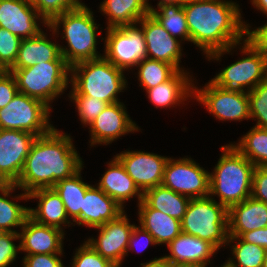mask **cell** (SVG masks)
<instances>
[{
	"mask_svg": "<svg viewBox=\"0 0 267 267\" xmlns=\"http://www.w3.org/2000/svg\"><path fill=\"white\" fill-rule=\"evenodd\" d=\"M125 210L96 185H91L82 197L80 225L88 228L103 226L115 220Z\"/></svg>",
	"mask_w": 267,
	"mask_h": 267,
	"instance_id": "obj_20",
	"label": "cell"
},
{
	"mask_svg": "<svg viewBox=\"0 0 267 267\" xmlns=\"http://www.w3.org/2000/svg\"><path fill=\"white\" fill-rule=\"evenodd\" d=\"M170 255H165V260L170 263L192 264L207 267L210 258L218 249L210 242L193 235L181 232L168 245Z\"/></svg>",
	"mask_w": 267,
	"mask_h": 267,
	"instance_id": "obj_21",
	"label": "cell"
},
{
	"mask_svg": "<svg viewBox=\"0 0 267 267\" xmlns=\"http://www.w3.org/2000/svg\"><path fill=\"white\" fill-rule=\"evenodd\" d=\"M29 199L39 200L35 208H29V217L36 223L57 227L61 230L70 227L64 203L53 188H41L30 192Z\"/></svg>",
	"mask_w": 267,
	"mask_h": 267,
	"instance_id": "obj_22",
	"label": "cell"
},
{
	"mask_svg": "<svg viewBox=\"0 0 267 267\" xmlns=\"http://www.w3.org/2000/svg\"><path fill=\"white\" fill-rule=\"evenodd\" d=\"M209 173L191 157H169L162 185L190 199L209 196Z\"/></svg>",
	"mask_w": 267,
	"mask_h": 267,
	"instance_id": "obj_11",
	"label": "cell"
},
{
	"mask_svg": "<svg viewBox=\"0 0 267 267\" xmlns=\"http://www.w3.org/2000/svg\"><path fill=\"white\" fill-rule=\"evenodd\" d=\"M58 267H65V266L63 265V262H62Z\"/></svg>",
	"mask_w": 267,
	"mask_h": 267,
	"instance_id": "obj_56",
	"label": "cell"
},
{
	"mask_svg": "<svg viewBox=\"0 0 267 267\" xmlns=\"http://www.w3.org/2000/svg\"><path fill=\"white\" fill-rule=\"evenodd\" d=\"M20 240L19 233L6 232L0 237V267H9L20 252V245L13 241Z\"/></svg>",
	"mask_w": 267,
	"mask_h": 267,
	"instance_id": "obj_41",
	"label": "cell"
},
{
	"mask_svg": "<svg viewBox=\"0 0 267 267\" xmlns=\"http://www.w3.org/2000/svg\"><path fill=\"white\" fill-rule=\"evenodd\" d=\"M104 1V2H103ZM100 11L108 16L107 27H120L137 24L150 12L145 0H103Z\"/></svg>",
	"mask_w": 267,
	"mask_h": 267,
	"instance_id": "obj_28",
	"label": "cell"
},
{
	"mask_svg": "<svg viewBox=\"0 0 267 267\" xmlns=\"http://www.w3.org/2000/svg\"><path fill=\"white\" fill-rule=\"evenodd\" d=\"M124 166L127 174L134 181L139 190H146L162 185L164 168L168 156L144 151H122L115 156Z\"/></svg>",
	"mask_w": 267,
	"mask_h": 267,
	"instance_id": "obj_14",
	"label": "cell"
},
{
	"mask_svg": "<svg viewBox=\"0 0 267 267\" xmlns=\"http://www.w3.org/2000/svg\"><path fill=\"white\" fill-rule=\"evenodd\" d=\"M63 254H33L23 256V267H58Z\"/></svg>",
	"mask_w": 267,
	"mask_h": 267,
	"instance_id": "obj_44",
	"label": "cell"
},
{
	"mask_svg": "<svg viewBox=\"0 0 267 267\" xmlns=\"http://www.w3.org/2000/svg\"><path fill=\"white\" fill-rule=\"evenodd\" d=\"M12 184L1 172H0V188L6 187Z\"/></svg>",
	"mask_w": 267,
	"mask_h": 267,
	"instance_id": "obj_51",
	"label": "cell"
},
{
	"mask_svg": "<svg viewBox=\"0 0 267 267\" xmlns=\"http://www.w3.org/2000/svg\"><path fill=\"white\" fill-rule=\"evenodd\" d=\"M150 14L163 26L174 38L182 41H190L186 14L183 5L169 4L154 8Z\"/></svg>",
	"mask_w": 267,
	"mask_h": 267,
	"instance_id": "obj_32",
	"label": "cell"
},
{
	"mask_svg": "<svg viewBox=\"0 0 267 267\" xmlns=\"http://www.w3.org/2000/svg\"><path fill=\"white\" fill-rule=\"evenodd\" d=\"M149 0H145L146 6L149 10V12H151L154 7L151 6L148 2ZM187 0H160L157 3V8L162 6V5H169V4H179V5H183Z\"/></svg>",
	"mask_w": 267,
	"mask_h": 267,
	"instance_id": "obj_49",
	"label": "cell"
},
{
	"mask_svg": "<svg viewBox=\"0 0 267 267\" xmlns=\"http://www.w3.org/2000/svg\"><path fill=\"white\" fill-rule=\"evenodd\" d=\"M70 83L69 94L90 96L108 104L119 102L118 94L127 88L124 71L104 57L73 65Z\"/></svg>",
	"mask_w": 267,
	"mask_h": 267,
	"instance_id": "obj_5",
	"label": "cell"
},
{
	"mask_svg": "<svg viewBox=\"0 0 267 267\" xmlns=\"http://www.w3.org/2000/svg\"><path fill=\"white\" fill-rule=\"evenodd\" d=\"M222 155L209 173V196H218L227 209L251 197L255 165L233 145L221 146Z\"/></svg>",
	"mask_w": 267,
	"mask_h": 267,
	"instance_id": "obj_4",
	"label": "cell"
},
{
	"mask_svg": "<svg viewBox=\"0 0 267 267\" xmlns=\"http://www.w3.org/2000/svg\"><path fill=\"white\" fill-rule=\"evenodd\" d=\"M252 5L267 16V0H251Z\"/></svg>",
	"mask_w": 267,
	"mask_h": 267,
	"instance_id": "obj_50",
	"label": "cell"
},
{
	"mask_svg": "<svg viewBox=\"0 0 267 267\" xmlns=\"http://www.w3.org/2000/svg\"><path fill=\"white\" fill-rule=\"evenodd\" d=\"M242 43L239 49H242L241 53L247 57L244 56L224 67L211 79L214 84L226 91L248 93L267 79V50L251 36L246 37Z\"/></svg>",
	"mask_w": 267,
	"mask_h": 267,
	"instance_id": "obj_8",
	"label": "cell"
},
{
	"mask_svg": "<svg viewBox=\"0 0 267 267\" xmlns=\"http://www.w3.org/2000/svg\"><path fill=\"white\" fill-rule=\"evenodd\" d=\"M185 70H178L169 80L151 89H145L150 102L156 108L171 106L174 108L184 104L186 99L193 97V78Z\"/></svg>",
	"mask_w": 267,
	"mask_h": 267,
	"instance_id": "obj_25",
	"label": "cell"
},
{
	"mask_svg": "<svg viewBox=\"0 0 267 267\" xmlns=\"http://www.w3.org/2000/svg\"><path fill=\"white\" fill-rule=\"evenodd\" d=\"M138 80L143 89H151L169 80L178 70L171 64L146 58L137 66Z\"/></svg>",
	"mask_w": 267,
	"mask_h": 267,
	"instance_id": "obj_35",
	"label": "cell"
},
{
	"mask_svg": "<svg viewBox=\"0 0 267 267\" xmlns=\"http://www.w3.org/2000/svg\"><path fill=\"white\" fill-rule=\"evenodd\" d=\"M37 136L27 131L0 129V172L14 184Z\"/></svg>",
	"mask_w": 267,
	"mask_h": 267,
	"instance_id": "obj_16",
	"label": "cell"
},
{
	"mask_svg": "<svg viewBox=\"0 0 267 267\" xmlns=\"http://www.w3.org/2000/svg\"><path fill=\"white\" fill-rule=\"evenodd\" d=\"M250 119L256 127L267 129V79L248 92Z\"/></svg>",
	"mask_w": 267,
	"mask_h": 267,
	"instance_id": "obj_36",
	"label": "cell"
},
{
	"mask_svg": "<svg viewBox=\"0 0 267 267\" xmlns=\"http://www.w3.org/2000/svg\"><path fill=\"white\" fill-rule=\"evenodd\" d=\"M4 72V70L0 69V75Z\"/></svg>",
	"mask_w": 267,
	"mask_h": 267,
	"instance_id": "obj_57",
	"label": "cell"
},
{
	"mask_svg": "<svg viewBox=\"0 0 267 267\" xmlns=\"http://www.w3.org/2000/svg\"><path fill=\"white\" fill-rule=\"evenodd\" d=\"M261 47L267 50V22L266 24L251 30L250 35Z\"/></svg>",
	"mask_w": 267,
	"mask_h": 267,
	"instance_id": "obj_47",
	"label": "cell"
},
{
	"mask_svg": "<svg viewBox=\"0 0 267 267\" xmlns=\"http://www.w3.org/2000/svg\"><path fill=\"white\" fill-rule=\"evenodd\" d=\"M239 143H231L255 166H267V129L253 126Z\"/></svg>",
	"mask_w": 267,
	"mask_h": 267,
	"instance_id": "obj_33",
	"label": "cell"
},
{
	"mask_svg": "<svg viewBox=\"0 0 267 267\" xmlns=\"http://www.w3.org/2000/svg\"><path fill=\"white\" fill-rule=\"evenodd\" d=\"M239 7L232 0H187L183 4L190 42L208 61H221L224 53L229 54L251 35V26L243 21Z\"/></svg>",
	"mask_w": 267,
	"mask_h": 267,
	"instance_id": "obj_1",
	"label": "cell"
},
{
	"mask_svg": "<svg viewBox=\"0 0 267 267\" xmlns=\"http://www.w3.org/2000/svg\"><path fill=\"white\" fill-rule=\"evenodd\" d=\"M263 267H267V251H266V254H265L264 266Z\"/></svg>",
	"mask_w": 267,
	"mask_h": 267,
	"instance_id": "obj_54",
	"label": "cell"
},
{
	"mask_svg": "<svg viewBox=\"0 0 267 267\" xmlns=\"http://www.w3.org/2000/svg\"><path fill=\"white\" fill-rule=\"evenodd\" d=\"M107 165V171L102 175L97 187L124 209L125 201L137 196L138 204L143 200V193L127 174L124 166L114 156Z\"/></svg>",
	"mask_w": 267,
	"mask_h": 267,
	"instance_id": "obj_24",
	"label": "cell"
},
{
	"mask_svg": "<svg viewBox=\"0 0 267 267\" xmlns=\"http://www.w3.org/2000/svg\"><path fill=\"white\" fill-rule=\"evenodd\" d=\"M93 11L85 4L77 9L66 11L56 16L47 26L53 36L62 29L67 46L60 45L61 55L67 64L72 67L80 62L95 60L103 57L97 51V31L100 24L95 23ZM62 26V27H61Z\"/></svg>",
	"mask_w": 267,
	"mask_h": 267,
	"instance_id": "obj_3",
	"label": "cell"
},
{
	"mask_svg": "<svg viewBox=\"0 0 267 267\" xmlns=\"http://www.w3.org/2000/svg\"><path fill=\"white\" fill-rule=\"evenodd\" d=\"M140 225L155 239L157 245H168L181 231V221L151 208L144 200L138 204Z\"/></svg>",
	"mask_w": 267,
	"mask_h": 267,
	"instance_id": "obj_26",
	"label": "cell"
},
{
	"mask_svg": "<svg viewBox=\"0 0 267 267\" xmlns=\"http://www.w3.org/2000/svg\"><path fill=\"white\" fill-rule=\"evenodd\" d=\"M239 238L242 241L258 245L267 251V227L244 232Z\"/></svg>",
	"mask_w": 267,
	"mask_h": 267,
	"instance_id": "obj_46",
	"label": "cell"
},
{
	"mask_svg": "<svg viewBox=\"0 0 267 267\" xmlns=\"http://www.w3.org/2000/svg\"><path fill=\"white\" fill-rule=\"evenodd\" d=\"M69 98L75 103L80 121L83 125L90 126L96 117L108 106L107 102L90 96L69 94Z\"/></svg>",
	"mask_w": 267,
	"mask_h": 267,
	"instance_id": "obj_38",
	"label": "cell"
},
{
	"mask_svg": "<svg viewBox=\"0 0 267 267\" xmlns=\"http://www.w3.org/2000/svg\"><path fill=\"white\" fill-rule=\"evenodd\" d=\"M124 211L115 220L97 227L98 238H88L86 241L103 258L109 260L116 267H120L127 256L128 241L133 227Z\"/></svg>",
	"mask_w": 267,
	"mask_h": 267,
	"instance_id": "obj_13",
	"label": "cell"
},
{
	"mask_svg": "<svg viewBox=\"0 0 267 267\" xmlns=\"http://www.w3.org/2000/svg\"><path fill=\"white\" fill-rule=\"evenodd\" d=\"M61 55L60 45L50 41L43 30L35 37L22 39L12 68H29L54 61Z\"/></svg>",
	"mask_w": 267,
	"mask_h": 267,
	"instance_id": "obj_27",
	"label": "cell"
},
{
	"mask_svg": "<svg viewBox=\"0 0 267 267\" xmlns=\"http://www.w3.org/2000/svg\"><path fill=\"white\" fill-rule=\"evenodd\" d=\"M168 267H199L192 264H183V263H170L168 262Z\"/></svg>",
	"mask_w": 267,
	"mask_h": 267,
	"instance_id": "obj_52",
	"label": "cell"
},
{
	"mask_svg": "<svg viewBox=\"0 0 267 267\" xmlns=\"http://www.w3.org/2000/svg\"><path fill=\"white\" fill-rule=\"evenodd\" d=\"M193 98L221 121L250 119L248 93L226 91L210 80L199 89L193 84Z\"/></svg>",
	"mask_w": 267,
	"mask_h": 267,
	"instance_id": "obj_12",
	"label": "cell"
},
{
	"mask_svg": "<svg viewBox=\"0 0 267 267\" xmlns=\"http://www.w3.org/2000/svg\"><path fill=\"white\" fill-rule=\"evenodd\" d=\"M221 267H234L232 264H230L227 260L226 263H224L223 265H221Z\"/></svg>",
	"mask_w": 267,
	"mask_h": 267,
	"instance_id": "obj_53",
	"label": "cell"
},
{
	"mask_svg": "<svg viewBox=\"0 0 267 267\" xmlns=\"http://www.w3.org/2000/svg\"><path fill=\"white\" fill-rule=\"evenodd\" d=\"M137 24L145 36L147 58L169 63L177 70H184L180 67L181 40L172 37L150 13Z\"/></svg>",
	"mask_w": 267,
	"mask_h": 267,
	"instance_id": "obj_17",
	"label": "cell"
},
{
	"mask_svg": "<svg viewBox=\"0 0 267 267\" xmlns=\"http://www.w3.org/2000/svg\"><path fill=\"white\" fill-rule=\"evenodd\" d=\"M50 110L42 101L18 92L6 107L0 108V129L44 135L54 127L49 122Z\"/></svg>",
	"mask_w": 267,
	"mask_h": 267,
	"instance_id": "obj_9",
	"label": "cell"
},
{
	"mask_svg": "<svg viewBox=\"0 0 267 267\" xmlns=\"http://www.w3.org/2000/svg\"><path fill=\"white\" fill-rule=\"evenodd\" d=\"M31 2L47 24L56 16L77 9L84 4L80 0H31Z\"/></svg>",
	"mask_w": 267,
	"mask_h": 267,
	"instance_id": "obj_37",
	"label": "cell"
},
{
	"mask_svg": "<svg viewBox=\"0 0 267 267\" xmlns=\"http://www.w3.org/2000/svg\"><path fill=\"white\" fill-rule=\"evenodd\" d=\"M143 240L145 241L144 245H142ZM140 241H142V244H140L141 243ZM150 244L155 246L157 244L153 236L147 230H145L141 225L139 226L134 225L133 231L128 241L127 254L128 252L134 250L136 252H143V250H145ZM137 245H139V247L141 245L142 248H139V250H137L138 249L136 247Z\"/></svg>",
	"mask_w": 267,
	"mask_h": 267,
	"instance_id": "obj_45",
	"label": "cell"
},
{
	"mask_svg": "<svg viewBox=\"0 0 267 267\" xmlns=\"http://www.w3.org/2000/svg\"><path fill=\"white\" fill-rule=\"evenodd\" d=\"M16 189L18 187L15 184L0 188V228L11 233H19L18 230H14V227L21 229L25 220L29 217V207H24L17 202H13L16 199L26 200L27 202L29 200L28 193L23 192L17 194L18 196H12V200L9 198L13 190L15 192Z\"/></svg>",
	"mask_w": 267,
	"mask_h": 267,
	"instance_id": "obj_29",
	"label": "cell"
},
{
	"mask_svg": "<svg viewBox=\"0 0 267 267\" xmlns=\"http://www.w3.org/2000/svg\"><path fill=\"white\" fill-rule=\"evenodd\" d=\"M76 250L70 267H116L96 252L86 241Z\"/></svg>",
	"mask_w": 267,
	"mask_h": 267,
	"instance_id": "obj_40",
	"label": "cell"
},
{
	"mask_svg": "<svg viewBox=\"0 0 267 267\" xmlns=\"http://www.w3.org/2000/svg\"><path fill=\"white\" fill-rule=\"evenodd\" d=\"M72 141L69 134L55 127L38 136L14 184L29 194L37 189L52 188L59 180L73 176L84 164Z\"/></svg>",
	"mask_w": 267,
	"mask_h": 267,
	"instance_id": "obj_2",
	"label": "cell"
},
{
	"mask_svg": "<svg viewBox=\"0 0 267 267\" xmlns=\"http://www.w3.org/2000/svg\"><path fill=\"white\" fill-rule=\"evenodd\" d=\"M6 233V231H4L2 228H0V237L2 236V235H4Z\"/></svg>",
	"mask_w": 267,
	"mask_h": 267,
	"instance_id": "obj_55",
	"label": "cell"
},
{
	"mask_svg": "<svg viewBox=\"0 0 267 267\" xmlns=\"http://www.w3.org/2000/svg\"><path fill=\"white\" fill-rule=\"evenodd\" d=\"M181 231L206 240L219 250L229 237L228 209L214 197L191 199L181 220Z\"/></svg>",
	"mask_w": 267,
	"mask_h": 267,
	"instance_id": "obj_7",
	"label": "cell"
},
{
	"mask_svg": "<svg viewBox=\"0 0 267 267\" xmlns=\"http://www.w3.org/2000/svg\"><path fill=\"white\" fill-rule=\"evenodd\" d=\"M106 30L103 57L117 68L127 71L147 58L145 36L138 24Z\"/></svg>",
	"mask_w": 267,
	"mask_h": 267,
	"instance_id": "obj_10",
	"label": "cell"
},
{
	"mask_svg": "<svg viewBox=\"0 0 267 267\" xmlns=\"http://www.w3.org/2000/svg\"><path fill=\"white\" fill-rule=\"evenodd\" d=\"M140 267H168V262L165 257L154 258L147 263H141Z\"/></svg>",
	"mask_w": 267,
	"mask_h": 267,
	"instance_id": "obj_48",
	"label": "cell"
},
{
	"mask_svg": "<svg viewBox=\"0 0 267 267\" xmlns=\"http://www.w3.org/2000/svg\"><path fill=\"white\" fill-rule=\"evenodd\" d=\"M251 197L267 204V166H256L253 171Z\"/></svg>",
	"mask_w": 267,
	"mask_h": 267,
	"instance_id": "obj_42",
	"label": "cell"
},
{
	"mask_svg": "<svg viewBox=\"0 0 267 267\" xmlns=\"http://www.w3.org/2000/svg\"><path fill=\"white\" fill-rule=\"evenodd\" d=\"M267 227V204L252 197L228 209V234L239 237L244 232Z\"/></svg>",
	"mask_w": 267,
	"mask_h": 267,
	"instance_id": "obj_23",
	"label": "cell"
},
{
	"mask_svg": "<svg viewBox=\"0 0 267 267\" xmlns=\"http://www.w3.org/2000/svg\"><path fill=\"white\" fill-rule=\"evenodd\" d=\"M73 176L59 180L52 188L60 196L64 203L67 215L72 221L80 225V208H82V197L86 190L91 186L85 183L81 177V170Z\"/></svg>",
	"mask_w": 267,
	"mask_h": 267,
	"instance_id": "obj_31",
	"label": "cell"
},
{
	"mask_svg": "<svg viewBox=\"0 0 267 267\" xmlns=\"http://www.w3.org/2000/svg\"><path fill=\"white\" fill-rule=\"evenodd\" d=\"M143 200L151 208L181 221L191 199L159 185L146 190L143 193Z\"/></svg>",
	"mask_w": 267,
	"mask_h": 267,
	"instance_id": "obj_30",
	"label": "cell"
},
{
	"mask_svg": "<svg viewBox=\"0 0 267 267\" xmlns=\"http://www.w3.org/2000/svg\"><path fill=\"white\" fill-rule=\"evenodd\" d=\"M40 17L31 0H0V27L21 39L37 36L42 31L40 20L48 25Z\"/></svg>",
	"mask_w": 267,
	"mask_h": 267,
	"instance_id": "obj_18",
	"label": "cell"
},
{
	"mask_svg": "<svg viewBox=\"0 0 267 267\" xmlns=\"http://www.w3.org/2000/svg\"><path fill=\"white\" fill-rule=\"evenodd\" d=\"M123 102L108 104L89 126L90 146L108 145L123 135L138 132V125L130 119Z\"/></svg>",
	"mask_w": 267,
	"mask_h": 267,
	"instance_id": "obj_15",
	"label": "cell"
},
{
	"mask_svg": "<svg viewBox=\"0 0 267 267\" xmlns=\"http://www.w3.org/2000/svg\"><path fill=\"white\" fill-rule=\"evenodd\" d=\"M236 244L230 246V244ZM229 245L233 258L227 260L234 267H263L266 250L253 243L242 241L237 236H229L226 245ZM236 259V260H234ZM237 262V263H236Z\"/></svg>",
	"mask_w": 267,
	"mask_h": 267,
	"instance_id": "obj_34",
	"label": "cell"
},
{
	"mask_svg": "<svg viewBox=\"0 0 267 267\" xmlns=\"http://www.w3.org/2000/svg\"><path fill=\"white\" fill-rule=\"evenodd\" d=\"M70 68L60 55L54 61L29 68H11L9 72L15 76L18 92L42 101L51 109V102L69 87Z\"/></svg>",
	"mask_w": 267,
	"mask_h": 267,
	"instance_id": "obj_6",
	"label": "cell"
},
{
	"mask_svg": "<svg viewBox=\"0 0 267 267\" xmlns=\"http://www.w3.org/2000/svg\"><path fill=\"white\" fill-rule=\"evenodd\" d=\"M17 93L15 76L9 71H4L0 75V108L6 107Z\"/></svg>",
	"mask_w": 267,
	"mask_h": 267,
	"instance_id": "obj_43",
	"label": "cell"
},
{
	"mask_svg": "<svg viewBox=\"0 0 267 267\" xmlns=\"http://www.w3.org/2000/svg\"><path fill=\"white\" fill-rule=\"evenodd\" d=\"M64 235V230L36 223L28 217L19 232L20 251L26 255L63 254Z\"/></svg>",
	"mask_w": 267,
	"mask_h": 267,
	"instance_id": "obj_19",
	"label": "cell"
},
{
	"mask_svg": "<svg viewBox=\"0 0 267 267\" xmlns=\"http://www.w3.org/2000/svg\"><path fill=\"white\" fill-rule=\"evenodd\" d=\"M21 38L0 27V69L9 71L15 63Z\"/></svg>",
	"mask_w": 267,
	"mask_h": 267,
	"instance_id": "obj_39",
	"label": "cell"
}]
</instances>
